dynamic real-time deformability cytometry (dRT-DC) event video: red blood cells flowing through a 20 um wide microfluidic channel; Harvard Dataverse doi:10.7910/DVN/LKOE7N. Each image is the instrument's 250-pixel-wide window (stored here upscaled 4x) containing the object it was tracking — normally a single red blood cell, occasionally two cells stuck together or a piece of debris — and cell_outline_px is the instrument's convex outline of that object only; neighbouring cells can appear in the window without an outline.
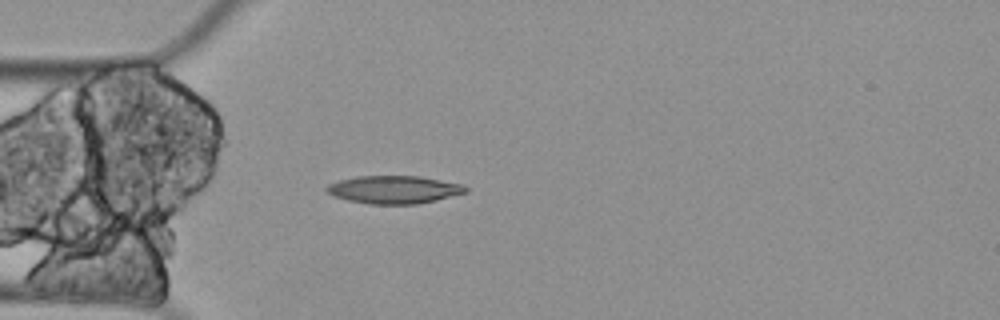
{"species": "Egyptian fruit bat (a non-hibernating species)", "species_latin": "Rousettus aegyptiacus", "temperature_condition": "cold", "stored_images_in_passage": 5, "camera_frame_rate_fps": 3000, "um_per_image_px": 0.085, "animal": {"sex": "female"}, "frame": {"image": 1, "passage_image": 5, "time_ms": 1.333, "image_size_px": [1000, 320], "cell_outline_px": [[468, 192], [436, 200], [416, 204], [368, 204], [348, 200], [332, 196], [324, 188], [328, 184], [340, 180], [356, 176], [420, 176], [464, 184], [468, 188]], "centroid_in_image_um": [33.5, 16.11], "position_along_channel_um": 51.5, "area_um2": 22.72}}